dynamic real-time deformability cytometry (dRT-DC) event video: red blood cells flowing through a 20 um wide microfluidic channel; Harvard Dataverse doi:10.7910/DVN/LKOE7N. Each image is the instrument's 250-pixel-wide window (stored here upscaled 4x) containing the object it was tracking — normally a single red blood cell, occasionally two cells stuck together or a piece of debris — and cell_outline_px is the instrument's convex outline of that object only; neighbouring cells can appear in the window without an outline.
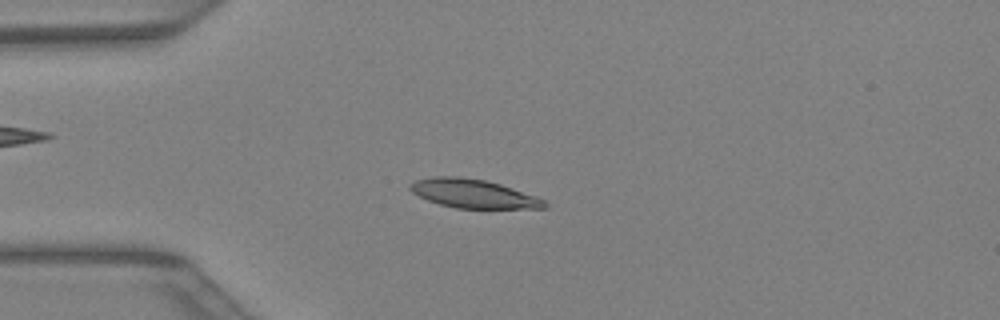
{"species": "Egyptian fruit bat (a non-hibernating species)", "species_latin": "Rousettus aegyptiacus", "temperature_condition": "warm", "stored_images_in_passage": 41, "camera_frame_rate_fps": 3000, "um_per_image_px": 0.085, "animal": {"sex": "female"}, "frame": {"image": 1, "passage_image": 10, "time_ms": 3.0, "image_size_px": [1000, 320], "cell_outline_px": [[548, 208], [456, 208], [440, 204], [428, 200], [412, 192], [408, 188], [408, 184], [416, 180], [432, 176], [460, 176], [484, 180], [500, 184], [536, 196], [544, 200], [548, 204]], "centroid_in_image_um": [40.21, 16.45], "position_along_channel_um": 44.8, "area_um2": 22.43}}
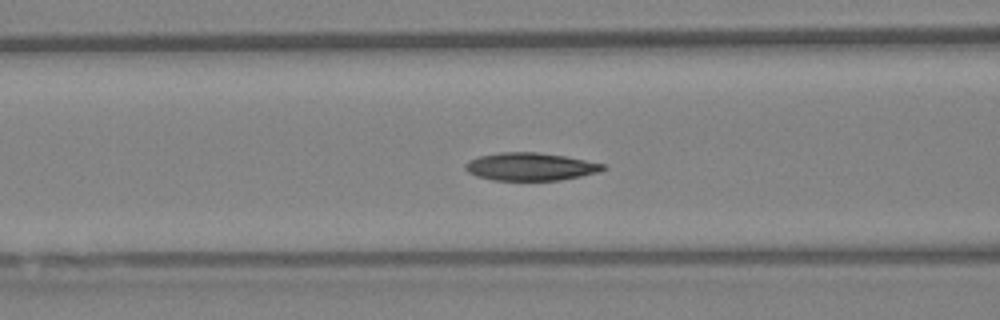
{"frame": {"image": 2, "passage_image": 16, "time_ms": 5.0, "image_size_px": [1000, 320], "cell_outline_px": [[608, 168], [600, 172], [560, 180], [492, 180], [476, 176], [468, 172], [464, 168], [464, 164], [468, 160], [480, 156], [500, 152], [536, 152], [564, 156], [604, 164]], "centroid_in_image_um": [45.06, 14.17], "position_along_channel_um": 121.5, "area_um2": 22.31}}
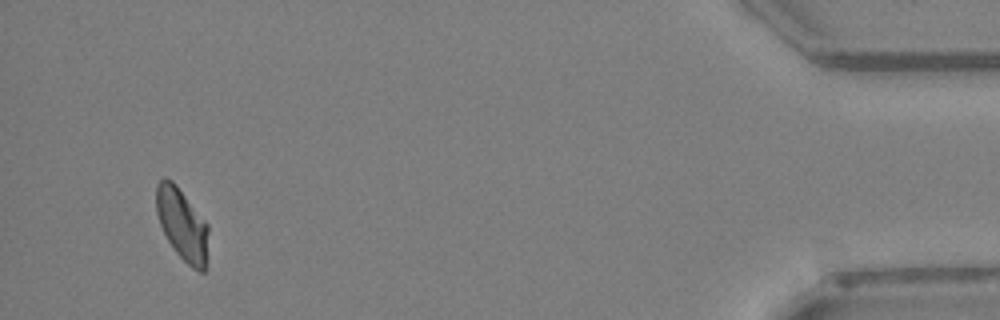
{"frame": {"image": 3, "passage_image": 39, "time_ms": 12.667, "image_size_px": [1000, 320], "cell_outline_px": [[208, 232], [204, 272], [200, 272], [192, 268], [176, 252], [168, 240], [160, 224], [156, 212], [156, 184], [164, 176], [172, 180], [176, 184], [208, 224]], "centroid_in_image_um": [15.46, 19.03], "position_along_channel_um": 419.7, "area_um2": 21.62}}